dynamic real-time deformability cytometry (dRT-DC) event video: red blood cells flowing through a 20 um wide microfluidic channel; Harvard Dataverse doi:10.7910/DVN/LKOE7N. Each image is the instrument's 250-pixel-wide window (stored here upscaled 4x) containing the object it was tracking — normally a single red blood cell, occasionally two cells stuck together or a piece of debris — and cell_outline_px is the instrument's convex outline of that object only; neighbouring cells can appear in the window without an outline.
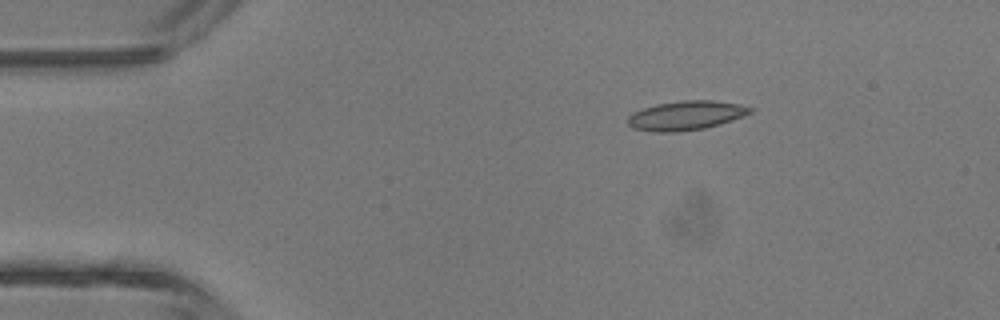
{"species": "common noctule bat (a hibernating species)", "species_latin": "Nyctalus noctula", "temperature_condition": "room temperature", "stored_images_in_passage": 4, "camera_frame_rate_fps": 3000, "um_per_image_px": 0.085, "animal": {"sex": "male", "body_mass_g": 13.3}, "frame": {"image": 1, "passage_image": 2, "time_ms": 2.0, "image_size_px": [1000, 320], "cell_outline_px": [[756, 108], [752, 112], [744, 116], [720, 124], [704, 128], [680, 132], [652, 132], [632, 128], [628, 124], [628, 116], [632, 112], [656, 104], [684, 100], [712, 100], [740, 104]], "centroid_in_image_um": [58.32, 9.82], "position_along_channel_um": 26.7, "area_um2": 21.04}}
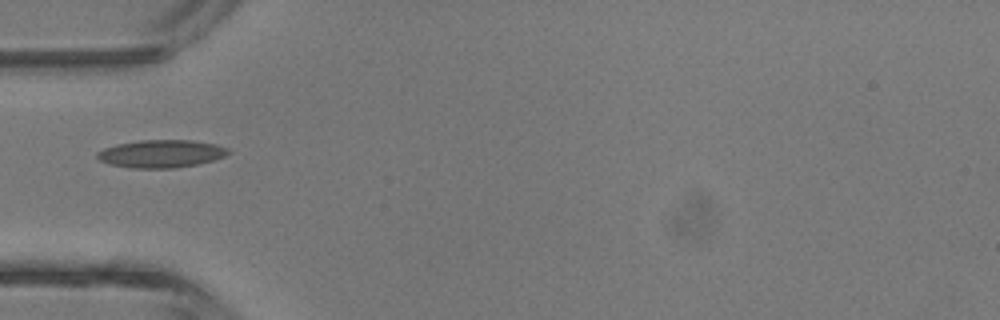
{"frame": {"image": 2, "passage_image": 4, "time_ms": 4.333, "image_size_px": [1000, 320], "cell_outline_px": [[232, 152], [224, 156], [212, 160], [196, 164], [176, 168], [128, 168], [108, 164], [100, 160], [96, 156], [96, 152], [104, 148], [116, 144], [140, 140], [192, 140], [216, 144], [228, 148]], "centroid_in_image_um": [13.68, 13.06], "position_along_channel_um": 71.3, "area_um2": 21.33}}